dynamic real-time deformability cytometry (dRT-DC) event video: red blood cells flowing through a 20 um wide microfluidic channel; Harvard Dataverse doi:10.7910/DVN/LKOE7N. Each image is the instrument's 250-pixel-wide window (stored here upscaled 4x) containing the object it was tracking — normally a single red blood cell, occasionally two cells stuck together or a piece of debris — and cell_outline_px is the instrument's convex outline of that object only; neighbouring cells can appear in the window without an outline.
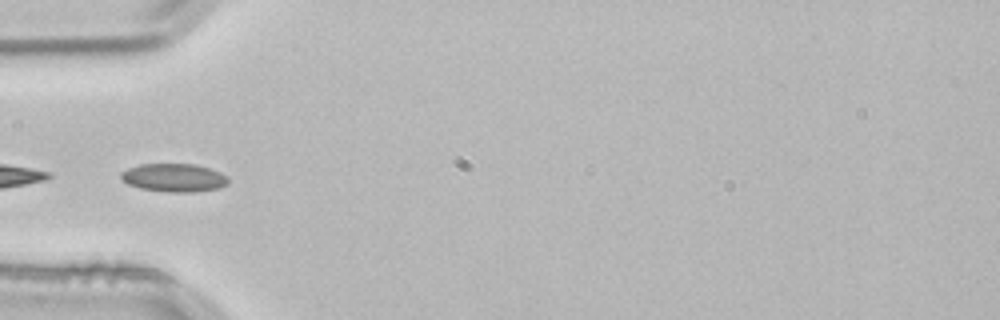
{"species": "common noctule bat (a hibernating species)", "species_latin": "Nyctalus noctula", "temperature_condition": "room temperature", "stored_images_in_passage": 4, "camera_frame_rate_fps": 3000, "um_per_image_px": 0.085, "animal": {"sex": "male", "body_mass_g": 21.5, "forearm_length_mm": 52.0}, "frame": {"image": 1, "passage_image": 4, "time_ms": 1.0, "image_size_px": [1000, 320], "cell_outline_px": [[228, 184], [220, 188], [196, 192], [164, 192], [140, 188], [128, 184], [120, 180], [120, 172], [128, 168], [140, 164], [196, 164], [220, 172], [228, 176]], "centroid_in_image_um": [14.78, 15.11], "position_along_channel_um": 70.2, "area_um2": 17.92}}